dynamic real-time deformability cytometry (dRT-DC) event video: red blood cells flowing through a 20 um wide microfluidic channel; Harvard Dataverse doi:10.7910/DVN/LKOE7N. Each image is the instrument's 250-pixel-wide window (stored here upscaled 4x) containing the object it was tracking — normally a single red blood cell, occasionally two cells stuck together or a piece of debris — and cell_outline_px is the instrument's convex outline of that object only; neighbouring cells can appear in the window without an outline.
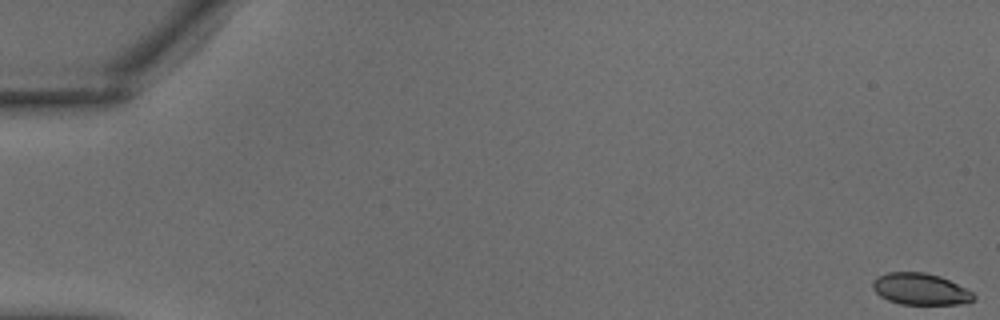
{"species": "common noctule bat (a hibernating species)", "species_latin": "Nyctalus noctula", "temperature_condition": "warm", "stored_images_in_passage": 12, "camera_frame_rate_fps": 3000, "um_per_image_px": 0.085, "animal": {"sex": "male", "body_mass_g": 18.8}, "frame": {"image": 1, "passage_image": 1, "time_ms": 0.0, "image_size_px": [1000, 320], "cell_outline_px": [[976, 296], [972, 300], [964, 304], [900, 304], [888, 300], [880, 296], [872, 288], [872, 280], [876, 276], [888, 272], [924, 272], [940, 276], [972, 292]], "centroid_in_image_um": [78.19, 24.57], "position_along_channel_um": 6.8, "area_um2": 18.55}}
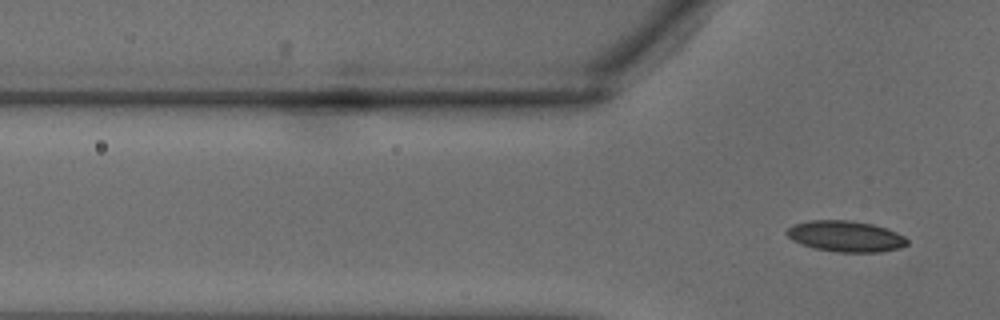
{"frame": {"image": 2, "passage_image": 12, "time_ms": 3.667, "image_size_px": [1000, 320], "cell_outline_px": [[908, 244], [900, 248], [880, 252], [840, 252], [816, 248], [792, 240], [784, 232], [792, 224], [808, 220], [848, 220], [872, 224], [896, 232], [904, 236], [908, 240]], "centroid_in_image_um": [71.87, 20.07], "position_along_channel_um": 53.9, "area_um2": 21.62}}